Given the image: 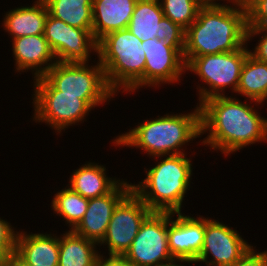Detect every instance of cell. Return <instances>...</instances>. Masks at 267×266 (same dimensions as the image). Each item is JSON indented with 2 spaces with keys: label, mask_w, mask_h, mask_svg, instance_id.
Here are the masks:
<instances>
[{
  "label": "cell",
  "mask_w": 267,
  "mask_h": 266,
  "mask_svg": "<svg viewBox=\"0 0 267 266\" xmlns=\"http://www.w3.org/2000/svg\"><path fill=\"white\" fill-rule=\"evenodd\" d=\"M201 133L209 130L203 140L212 149L229 154L267 140V119L258 115L250 104L225 95L206 99L200 105Z\"/></svg>",
  "instance_id": "6da1fadb"
},
{
  "label": "cell",
  "mask_w": 267,
  "mask_h": 266,
  "mask_svg": "<svg viewBox=\"0 0 267 266\" xmlns=\"http://www.w3.org/2000/svg\"><path fill=\"white\" fill-rule=\"evenodd\" d=\"M235 4L236 8L219 4L199 9L196 20L185 30L183 57L236 51L247 44V10Z\"/></svg>",
  "instance_id": "7a4b0ae2"
},
{
  "label": "cell",
  "mask_w": 267,
  "mask_h": 266,
  "mask_svg": "<svg viewBox=\"0 0 267 266\" xmlns=\"http://www.w3.org/2000/svg\"><path fill=\"white\" fill-rule=\"evenodd\" d=\"M201 134L200 106L194 112L182 115H166L146 120L128 133L118 136L117 145L134 146L150 156L184 154L180 148ZM173 151V152H172Z\"/></svg>",
  "instance_id": "3957f363"
},
{
  "label": "cell",
  "mask_w": 267,
  "mask_h": 266,
  "mask_svg": "<svg viewBox=\"0 0 267 266\" xmlns=\"http://www.w3.org/2000/svg\"><path fill=\"white\" fill-rule=\"evenodd\" d=\"M141 43L128 28L108 33L98 41L99 62L114 93L120 87L130 92L144 86L146 58Z\"/></svg>",
  "instance_id": "277c9868"
},
{
  "label": "cell",
  "mask_w": 267,
  "mask_h": 266,
  "mask_svg": "<svg viewBox=\"0 0 267 266\" xmlns=\"http://www.w3.org/2000/svg\"><path fill=\"white\" fill-rule=\"evenodd\" d=\"M191 165L185 154L168 155L148 170L140 184L132 185V190L152 212L180 213L190 184Z\"/></svg>",
  "instance_id": "5b68a950"
},
{
  "label": "cell",
  "mask_w": 267,
  "mask_h": 266,
  "mask_svg": "<svg viewBox=\"0 0 267 266\" xmlns=\"http://www.w3.org/2000/svg\"><path fill=\"white\" fill-rule=\"evenodd\" d=\"M43 77L62 94L81 95L92 108L115 95L100 62L88 68L86 63L57 61Z\"/></svg>",
  "instance_id": "8992f818"
},
{
  "label": "cell",
  "mask_w": 267,
  "mask_h": 266,
  "mask_svg": "<svg viewBox=\"0 0 267 266\" xmlns=\"http://www.w3.org/2000/svg\"><path fill=\"white\" fill-rule=\"evenodd\" d=\"M250 50L245 46L231 52L198 57H183L186 70L195 72L212 89L200 88L201 104L208 98L225 95L221 93L229 85L236 92L243 64Z\"/></svg>",
  "instance_id": "52a82bcc"
},
{
  "label": "cell",
  "mask_w": 267,
  "mask_h": 266,
  "mask_svg": "<svg viewBox=\"0 0 267 266\" xmlns=\"http://www.w3.org/2000/svg\"><path fill=\"white\" fill-rule=\"evenodd\" d=\"M34 110L35 120L47 122L60 132L66 126L82 121L92 107L81 95L62 94L43 76L35 79Z\"/></svg>",
  "instance_id": "ba28073f"
},
{
  "label": "cell",
  "mask_w": 267,
  "mask_h": 266,
  "mask_svg": "<svg viewBox=\"0 0 267 266\" xmlns=\"http://www.w3.org/2000/svg\"><path fill=\"white\" fill-rule=\"evenodd\" d=\"M152 211L131 190L115 207L100 244H108L109 256H124L138 234L141 223Z\"/></svg>",
  "instance_id": "9c48e42d"
},
{
  "label": "cell",
  "mask_w": 267,
  "mask_h": 266,
  "mask_svg": "<svg viewBox=\"0 0 267 266\" xmlns=\"http://www.w3.org/2000/svg\"><path fill=\"white\" fill-rule=\"evenodd\" d=\"M135 266H156L173 257L168 247L167 212H151L123 256Z\"/></svg>",
  "instance_id": "30bf717a"
},
{
  "label": "cell",
  "mask_w": 267,
  "mask_h": 266,
  "mask_svg": "<svg viewBox=\"0 0 267 266\" xmlns=\"http://www.w3.org/2000/svg\"><path fill=\"white\" fill-rule=\"evenodd\" d=\"M44 36L58 59L56 61L88 63L90 51L97 52L98 42L92 30L75 28L50 14L45 22Z\"/></svg>",
  "instance_id": "8fae6325"
},
{
  "label": "cell",
  "mask_w": 267,
  "mask_h": 266,
  "mask_svg": "<svg viewBox=\"0 0 267 266\" xmlns=\"http://www.w3.org/2000/svg\"><path fill=\"white\" fill-rule=\"evenodd\" d=\"M251 247L237 231L217 220L205 218L204 243L195 262H206L207 266H232ZM208 254L213 256L212 261H207Z\"/></svg>",
  "instance_id": "7c38bea8"
},
{
  "label": "cell",
  "mask_w": 267,
  "mask_h": 266,
  "mask_svg": "<svg viewBox=\"0 0 267 266\" xmlns=\"http://www.w3.org/2000/svg\"><path fill=\"white\" fill-rule=\"evenodd\" d=\"M140 46L145 52L144 86L176 82L186 70L184 49H173L163 40L147 39Z\"/></svg>",
  "instance_id": "4fadbf2b"
},
{
  "label": "cell",
  "mask_w": 267,
  "mask_h": 266,
  "mask_svg": "<svg viewBox=\"0 0 267 266\" xmlns=\"http://www.w3.org/2000/svg\"><path fill=\"white\" fill-rule=\"evenodd\" d=\"M131 190V184L121 181L110 193L89 199L87 211L72 231L98 245L105 236L113 210Z\"/></svg>",
  "instance_id": "5bb4252c"
},
{
  "label": "cell",
  "mask_w": 267,
  "mask_h": 266,
  "mask_svg": "<svg viewBox=\"0 0 267 266\" xmlns=\"http://www.w3.org/2000/svg\"><path fill=\"white\" fill-rule=\"evenodd\" d=\"M177 214V219L173 221L171 218L174 213L167 212L169 251L173 258L195 262L204 243L205 219L184 216L181 212Z\"/></svg>",
  "instance_id": "9a60e30c"
},
{
  "label": "cell",
  "mask_w": 267,
  "mask_h": 266,
  "mask_svg": "<svg viewBox=\"0 0 267 266\" xmlns=\"http://www.w3.org/2000/svg\"><path fill=\"white\" fill-rule=\"evenodd\" d=\"M137 0H93L92 34L98 42L108 33L127 29Z\"/></svg>",
  "instance_id": "2e32d148"
},
{
  "label": "cell",
  "mask_w": 267,
  "mask_h": 266,
  "mask_svg": "<svg viewBox=\"0 0 267 266\" xmlns=\"http://www.w3.org/2000/svg\"><path fill=\"white\" fill-rule=\"evenodd\" d=\"M12 40L17 71L36 69L34 73L36 79L42 77L57 62L53 61L56 58L44 34L28 35ZM44 64L47 66L42 68Z\"/></svg>",
  "instance_id": "e0dca14e"
},
{
  "label": "cell",
  "mask_w": 267,
  "mask_h": 266,
  "mask_svg": "<svg viewBox=\"0 0 267 266\" xmlns=\"http://www.w3.org/2000/svg\"><path fill=\"white\" fill-rule=\"evenodd\" d=\"M16 234L14 255L21 262L27 266H58L59 238L50 234Z\"/></svg>",
  "instance_id": "ac0fdd59"
},
{
  "label": "cell",
  "mask_w": 267,
  "mask_h": 266,
  "mask_svg": "<svg viewBox=\"0 0 267 266\" xmlns=\"http://www.w3.org/2000/svg\"><path fill=\"white\" fill-rule=\"evenodd\" d=\"M48 9L43 0L32 7H21L9 11L4 18V27L14 38L44 34Z\"/></svg>",
  "instance_id": "d6986e66"
},
{
  "label": "cell",
  "mask_w": 267,
  "mask_h": 266,
  "mask_svg": "<svg viewBox=\"0 0 267 266\" xmlns=\"http://www.w3.org/2000/svg\"><path fill=\"white\" fill-rule=\"evenodd\" d=\"M105 170V167L97 164H85L71 175L70 188L87 199L110 193L120 180L106 177Z\"/></svg>",
  "instance_id": "ffe728a7"
},
{
  "label": "cell",
  "mask_w": 267,
  "mask_h": 266,
  "mask_svg": "<svg viewBox=\"0 0 267 266\" xmlns=\"http://www.w3.org/2000/svg\"><path fill=\"white\" fill-rule=\"evenodd\" d=\"M59 238V264L58 266H96L99 254L95 243L72 230Z\"/></svg>",
  "instance_id": "44dd1931"
},
{
  "label": "cell",
  "mask_w": 267,
  "mask_h": 266,
  "mask_svg": "<svg viewBox=\"0 0 267 266\" xmlns=\"http://www.w3.org/2000/svg\"><path fill=\"white\" fill-rule=\"evenodd\" d=\"M163 17L159 0H137L128 29L141 41L154 39L159 35Z\"/></svg>",
  "instance_id": "7402d4cb"
},
{
  "label": "cell",
  "mask_w": 267,
  "mask_h": 266,
  "mask_svg": "<svg viewBox=\"0 0 267 266\" xmlns=\"http://www.w3.org/2000/svg\"><path fill=\"white\" fill-rule=\"evenodd\" d=\"M51 16L75 28L92 30L93 0H43Z\"/></svg>",
  "instance_id": "603a6c76"
},
{
  "label": "cell",
  "mask_w": 267,
  "mask_h": 266,
  "mask_svg": "<svg viewBox=\"0 0 267 266\" xmlns=\"http://www.w3.org/2000/svg\"><path fill=\"white\" fill-rule=\"evenodd\" d=\"M236 93L262 103L267 99V63L259 61L250 53L243 64Z\"/></svg>",
  "instance_id": "cb8c5ba5"
},
{
  "label": "cell",
  "mask_w": 267,
  "mask_h": 266,
  "mask_svg": "<svg viewBox=\"0 0 267 266\" xmlns=\"http://www.w3.org/2000/svg\"><path fill=\"white\" fill-rule=\"evenodd\" d=\"M89 199L84 198L79 193L73 191L70 187L54 196L52 201L53 210L64 217L73 230L82 220L87 211Z\"/></svg>",
  "instance_id": "d4e9b609"
},
{
  "label": "cell",
  "mask_w": 267,
  "mask_h": 266,
  "mask_svg": "<svg viewBox=\"0 0 267 266\" xmlns=\"http://www.w3.org/2000/svg\"><path fill=\"white\" fill-rule=\"evenodd\" d=\"M161 8L165 17L186 30L197 18L203 6L198 0H162Z\"/></svg>",
  "instance_id": "484cf974"
},
{
  "label": "cell",
  "mask_w": 267,
  "mask_h": 266,
  "mask_svg": "<svg viewBox=\"0 0 267 266\" xmlns=\"http://www.w3.org/2000/svg\"><path fill=\"white\" fill-rule=\"evenodd\" d=\"M156 38L173 49L185 48V30L165 16L160 21L159 35Z\"/></svg>",
  "instance_id": "4316f807"
},
{
  "label": "cell",
  "mask_w": 267,
  "mask_h": 266,
  "mask_svg": "<svg viewBox=\"0 0 267 266\" xmlns=\"http://www.w3.org/2000/svg\"><path fill=\"white\" fill-rule=\"evenodd\" d=\"M16 236L9 223L0 218V263L2 265L14 255Z\"/></svg>",
  "instance_id": "83f0119b"
},
{
  "label": "cell",
  "mask_w": 267,
  "mask_h": 266,
  "mask_svg": "<svg viewBox=\"0 0 267 266\" xmlns=\"http://www.w3.org/2000/svg\"><path fill=\"white\" fill-rule=\"evenodd\" d=\"M246 10L248 27H267V0H254Z\"/></svg>",
  "instance_id": "f1b7e54d"
},
{
  "label": "cell",
  "mask_w": 267,
  "mask_h": 266,
  "mask_svg": "<svg viewBox=\"0 0 267 266\" xmlns=\"http://www.w3.org/2000/svg\"><path fill=\"white\" fill-rule=\"evenodd\" d=\"M265 32L254 52H249L254 58L267 63V27H247V41L255 34Z\"/></svg>",
  "instance_id": "f546056e"
},
{
  "label": "cell",
  "mask_w": 267,
  "mask_h": 266,
  "mask_svg": "<svg viewBox=\"0 0 267 266\" xmlns=\"http://www.w3.org/2000/svg\"><path fill=\"white\" fill-rule=\"evenodd\" d=\"M232 266H267V251L255 253L253 247H251Z\"/></svg>",
  "instance_id": "4dcf8cb0"
},
{
  "label": "cell",
  "mask_w": 267,
  "mask_h": 266,
  "mask_svg": "<svg viewBox=\"0 0 267 266\" xmlns=\"http://www.w3.org/2000/svg\"><path fill=\"white\" fill-rule=\"evenodd\" d=\"M96 266H135L128 262L123 256H109L108 259H103V256H99Z\"/></svg>",
  "instance_id": "1f68e13d"
},
{
  "label": "cell",
  "mask_w": 267,
  "mask_h": 266,
  "mask_svg": "<svg viewBox=\"0 0 267 266\" xmlns=\"http://www.w3.org/2000/svg\"><path fill=\"white\" fill-rule=\"evenodd\" d=\"M3 266H27L21 262L15 255L11 256Z\"/></svg>",
  "instance_id": "d6a6232c"
},
{
  "label": "cell",
  "mask_w": 267,
  "mask_h": 266,
  "mask_svg": "<svg viewBox=\"0 0 267 266\" xmlns=\"http://www.w3.org/2000/svg\"><path fill=\"white\" fill-rule=\"evenodd\" d=\"M175 260L178 261V262L180 261V262H188V263L191 262V263H193V261L189 260V259L172 258L171 260L165 262V264L161 263V264H158L156 266H182V265H178V264L176 265L175 264V262H176Z\"/></svg>",
  "instance_id": "836d02e7"
},
{
  "label": "cell",
  "mask_w": 267,
  "mask_h": 266,
  "mask_svg": "<svg viewBox=\"0 0 267 266\" xmlns=\"http://www.w3.org/2000/svg\"><path fill=\"white\" fill-rule=\"evenodd\" d=\"M202 5H219V3L213 2L215 0H198ZM230 1V0H229ZM232 1V0H231ZM232 2H236L233 0Z\"/></svg>",
  "instance_id": "e575fe53"
},
{
  "label": "cell",
  "mask_w": 267,
  "mask_h": 266,
  "mask_svg": "<svg viewBox=\"0 0 267 266\" xmlns=\"http://www.w3.org/2000/svg\"><path fill=\"white\" fill-rule=\"evenodd\" d=\"M254 0H236L242 7L247 8Z\"/></svg>",
  "instance_id": "d590c367"
}]
</instances>
